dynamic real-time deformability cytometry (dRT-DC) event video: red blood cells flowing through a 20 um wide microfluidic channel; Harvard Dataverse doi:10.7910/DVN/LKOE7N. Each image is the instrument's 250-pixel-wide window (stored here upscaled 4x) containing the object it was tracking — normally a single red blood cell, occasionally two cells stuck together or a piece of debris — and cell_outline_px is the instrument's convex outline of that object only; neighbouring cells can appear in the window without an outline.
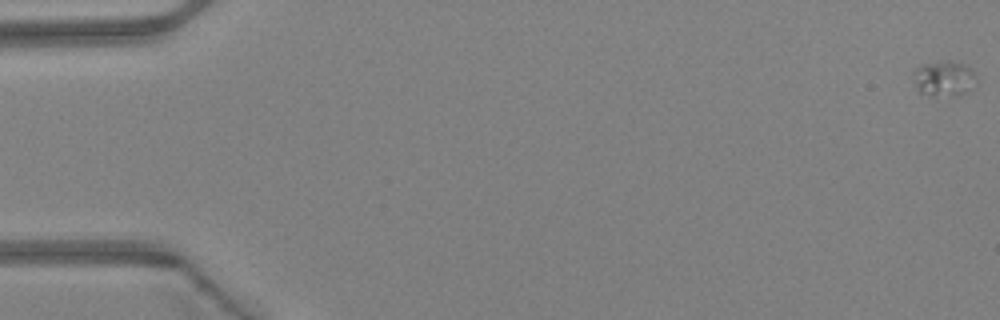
{"species": "Egyptian fruit bat (a non-hibernating species)", "species_latin": "Rousettus aegyptiacus", "temperature_condition": "warm", "stored_images_in_passage": 50, "segment_of_instrument_passage": [1, 2], "camera_frame_rate_fps": 3000, "um_per_image_px": 0.085, "animal": {"sex": "female"}, "frame": {"image": 1, "passage_image": 1, "time_ms": 0.0, "image_size_px": [1000, 320], "cell_outline_px": [[976, 76], [968, 92], [960, 96], [932, 96], [920, 92], [916, 84], [916, 68], [924, 64], [948, 60], [964, 64]], "centroid_in_image_um": [80.27, 6.7], "position_along_channel_um": 4.7, "area_um2": 12.6}}